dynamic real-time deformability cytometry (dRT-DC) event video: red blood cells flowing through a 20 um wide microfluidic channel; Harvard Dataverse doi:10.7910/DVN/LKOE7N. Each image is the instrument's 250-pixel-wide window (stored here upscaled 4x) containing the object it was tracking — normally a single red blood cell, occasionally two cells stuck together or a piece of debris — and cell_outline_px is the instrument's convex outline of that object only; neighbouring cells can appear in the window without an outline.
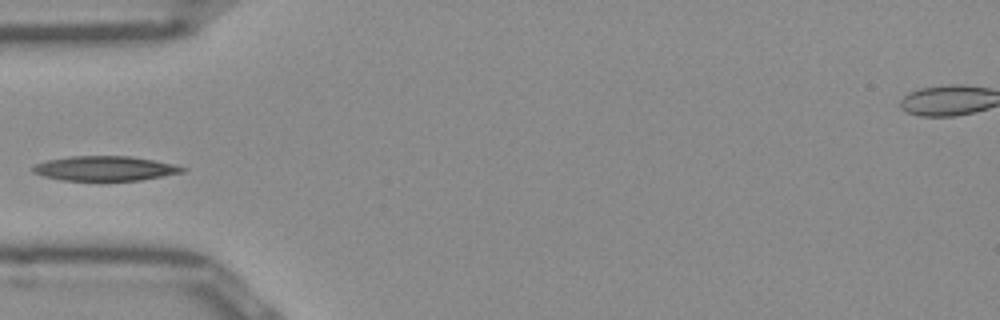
{"species": "Egyptian fruit bat (a non-hibernating species)", "species_latin": "Rousettus aegyptiacus", "temperature_condition": "room temperature", "stored_images_in_passage": 22, "camera_frame_rate_fps": 3000, "um_per_image_px": 0.085, "frame": {"image": 1, "passage_image": 1, "time_ms": 0.0, "image_size_px": [1000, 320], "cell_outline_px": [[188, 168], [184, 172], [140, 180], [100, 184], [64, 180], [44, 176], [32, 172], [32, 168], [36, 164], [48, 160], [72, 156], [132, 156], [172, 164]], "centroid_in_image_um": [8.92, 14.36], "position_along_channel_um": 76.1, "area_um2": 22.31}}
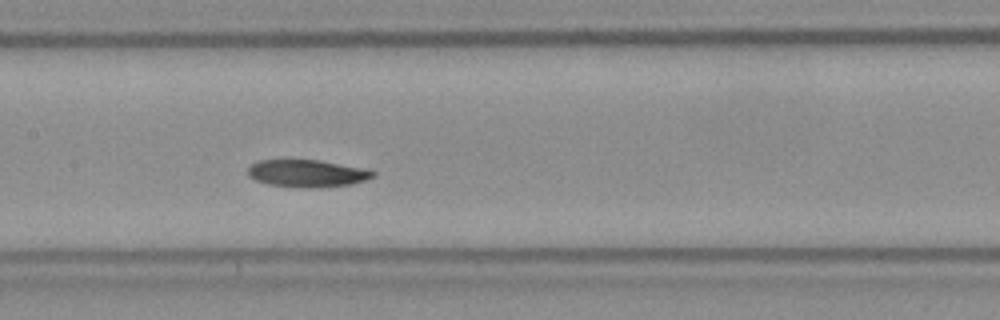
{"frame": {"image": 2, "passage_image": 9, "time_ms": 2.667, "image_size_px": [1000, 320], "cell_outline_px": [[376, 176], [352, 184], [316, 188], [304, 188], [268, 184], [256, 180], [248, 176], [248, 168], [252, 164], [260, 160], [320, 160], [376, 172]], "centroid_in_image_um": [26.07, 14.75], "position_along_channel_um": 181.3, "area_um2": 19.65}}
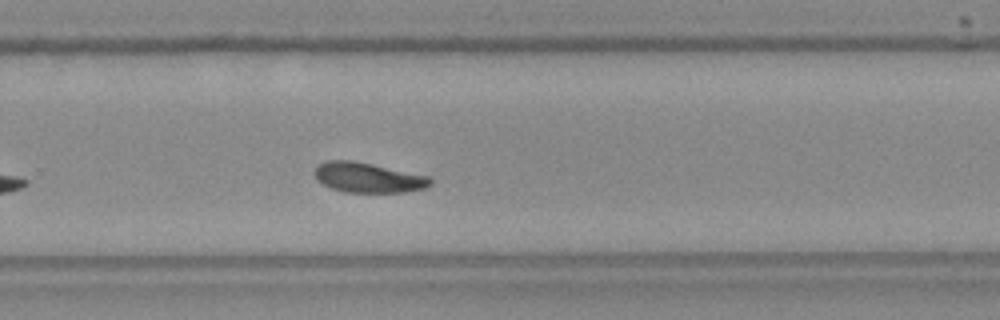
{"frame": {"image": 3, "passage_image": 18, "time_ms": 5.667, "image_size_px": [1000, 320], "cell_outline_px": [[432, 184], [424, 188], [404, 192], [344, 192], [332, 188], [316, 180], [312, 172], [316, 164], [328, 160], [352, 160], [432, 176]], "centroid_in_image_um": [31.27, 15.08], "position_along_channel_um": 298.5, "area_um2": 20.52}}